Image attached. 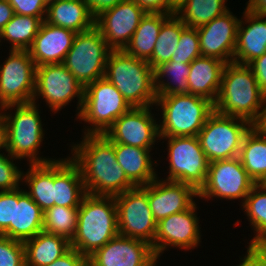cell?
Returning a JSON list of instances; mask_svg holds the SVG:
<instances>
[{"label": "cell", "instance_id": "cell-1", "mask_svg": "<svg viewBox=\"0 0 266 266\" xmlns=\"http://www.w3.org/2000/svg\"><path fill=\"white\" fill-rule=\"evenodd\" d=\"M74 144L71 158L80 168L87 194L116 196L136 186L118 164L114 143L104 134H84Z\"/></svg>", "mask_w": 266, "mask_h": 266}, {"label": "cell", "instance_id": "cell-2", "mask_svg": "<svg viewBox=\"0 0 266 266\" xmlns=\"http://www.w3.org/2000/svg\"><path fill=\"white\" fill-rule=\"evenodd\" d=\"M265 103L266 95L259 88L252 69L248 65L227 63L214 110L257 125L262 118Z\"/></svg>", "mask_w": 266, "mask_h": 266}, {"label": "cell", "instance_id": "cell-3", "mask_svg": "<svg viewBox=\"0 0 266 266\" xmlns=\"http://www.w3.org/2000/svg\"><path fill=\"white\" fill-rule=\"evenodd\" d=\"M118 234L114 196L86 194L79 206L77 229L71 248L88 257Z\"/></svg>", "mask_w": 266, "mask_h": 266}, {"label": "cell", "instance_id": "cell-4", "mask_svg": "<svg viewBox=\"0 0 266 266\" xmlns=\"http://www.w3.org/2000/svg\"><path fill=\"white\" fill-rule=\"evenodd\" d=\"M104 78L116 87L132 107L155 105L154 70L148 61L130 56L124 50H112Z\"/></svg>", "mask_w": 266, "mask_h": 266}, {"label": "cell", "instance_id": "cell-5", "mask_svg": "<svg viewBox=\"0 0 266 266\" xmlns=\"http://www.w3.org/2000/svg\"><path fill=\"white\" fill-rule=\"evenodd\" d=\"M13 108L16 109L14 115L0 112L4 125L5 151L19 160L27 158L30 164H44L54 161L55 159L37 156L45 133H43L36 102L11 104L2 107L0 111L12 110Z\"/></svg>", "mask_w": 266, "mask_h": 266}, {"label": "cell", "instance_id": "cell-6", "mask_svg": "<svg viewBox=\"0 0 266 266\" xmlns=\"http://www.w3.org/2000/svg\"><path fill=\"white\" fill-rule=\"evenodd\" d=\"M156 105L162 109L160 137L198 136L208 117L215 111L212 101L192 94L157 96Z\"/></svg>", "mask_w": 266, "mask_h": 266}, {"label": "cell", "instance_id": "cell-7", "mask_svg": "<svg viewBox=\"0 0 266 266\" xmlns=\"http://www.w3.org/2000/svg\"><path fill=\"white\" fill-rule=\"evenodd\" d=\"M132 106L106 78L84 87L83 105L78 119L91 124L84 134H104Z\"/></svg>", "mask_w": 266, "mask_h": 266}, {"label": "cell", "instance_id": "cell-8", "mask_svg": "<svg viewBox=\"0 0 266 266\" xmlns=\"http://www.w3.org/2000/svg\"><path fill=\"white\" fill-rule=\"evenodd\" d=\"M252 126L245 119L214 111L197 136L209 163L239 157L244 136Z\"/></svg>", "mask_w": 266, "mask_h": 266}, {"label": "cell", "instance_id": "cell-9", "mask_svg": "<svg viewBox=\"0 0 266 266\" xmlns=\"http://www.w3.org/2000/svg\"><path fill=\"white\" fill-rule=\"evenodd\" d=\"M111 51L101 32L94 26L88 31L76 34L63 64L85 87L89 83L104 78Z\"/></svg>", "mask_w": 266, "mask_h": 266}, {"label": "cell", "instance_id": "cell-10", "mask_svg": "<svg viewBox=\"0 0 266 266\" xmlns=\"http://www.w3.org/2000/svg\"><path fill=\"white\" fill-rule=\"evenodd\" d=\"M114 198L119 235L138 239L153 246L157 222L148 203V184L136 186Z\"/></svg>", "mask_w": 266, "mask_h": 266}, {"label": "cell", "instance_id": "cell-11", "mask_svg": "<svg viewBox=\"0 0 266 266\" xmlns=\"http://www.w3.org/2000/svg\"><path fill=\"white\" fill-rule=\"evenodd\" d=\"M168 140V181L193 186L197 191L205 184L209 161L197 136L160 137Z\"/></svg>", "mask_w": 266, "mask_h": 266}, {"label": "cell", "instance_id": "cell-12", "mask_svg": "<svg viewBox=\"0 0 266 266\" xmlns=\"http://www.w3.org/2000/svg\"><path fill=\"white\" fill-rule=\"evenodd\" d=\"M36 64L28 50H11L0 65V108L33 102Z\"/></svg>", "mask_w": 266, "mask_h": 266}, {"label": "cell", "instance_id": "cell-13", "mask_svg": "<svg viewBox=\"0 0 266 266\" xmlns=\"http://www.w3.org/2000/svg\"><path fill=\"white\" fill-rule=\"evenodd\" d=\"M41 96L54 113L77 97L79 115L84 96V87L63 63L44 64L36 67L35 92L33 102ZM37 97V98H36Z\"/></svg>", "mask_w": 266, "mask_h": 266}, {"label": "cell", "instance_id": "cell-14", "mask_svg": "<svg viewBox=\"0 0 266 266\" xmlns=\"http://www.w3.org/2000/svg\"><path fill=\"white\" fill-rule=\"evenodd\" d=\"M255 185L256 182L248 175L239 157L218 160L209 163L206 181L198 191V197L243 198V204Z\"/></svg>", "mask_w": 266, "mask_h": 266}, {"label": "cell", "instance_id": "cell-15", "mask_svg": "<svg viewBox=\"0 0 266 266\" xmlns=\"http://www.w3.org/2000/svg\"><path fill=\"white\" fill-rule=\"evenodd\" d=\"M150 110V106L132 107L115 120L104 135L113 143L152 149L156 140H160L157 139L160 134L159 124Z\"/></svg>", "mask_w": 266, "mask_h": 266}, {"label": "cell", "instance_id": "cell-16", "mask_svg": "<svg viewBox=\"0 0 266 266\" xmlns=\"http://www.w3.org/2000/svg\"><path fill=\"white\" fill-rule=\"evenodd\" d=\"M147 12L133 0H123L95 18V27L112 50H124Z\"/></svg>", "mask_w": 266, "mask_h": 266}, {"label": "cell", "instance_id": "cell-17", "mask_svg": "<svg viewBox=\"0 0 266 266\" xmlns=\"http://www.w3.org/2000/svg\"><path fill=\"white\" fill-rule=\"evenodd\" d=\"M194 203L189 209L172 214L157 223L156 235L152 250L157 259L167 247H179L182 250L192 249L198 246L201 235L199 229V218L195 212Z\"/></svg>", "mask_w": 266, "mask_h": 266}, {"label": "cell", "instance_id": "cell-18", "mask_svg": "<svg viewBox=\"0 0 266 266\" xmlns=\"http://www.w3.org/2000/svg\"><path fill=\"white\" fill-rule=\"evenodd\" d=\"M156 262L150 244L119 234L87 257L88 266H155Z\"/></svg>", "mask_w": 266, "mask_h": 266}, {"label": "cell", "instance_id": "cell-19", "mask_svg": "<svg viewBox=\"0 0 266 266\" xmlns=\"http://www.w3.org/2000/svg\"><path fill=\"white\" fill-rule=\"evenodd\" d=\"M240 19L229 10L197 28L202 56L233 62Z\"/></svg>", "mask_w": 266, "mask_h": 266}, {"label": "cell", "instance_id": "cell-20", "mask_svg": "<svg viewBox=\"0 0 266 266\" xmlns=\"http://www.w3.org/2000/svg\"><path fill=\"white\" fill-rule=\"evenodd\" d=\"M198 197V191L191 185L176 181L155 180L148 184V203L154 220H160L189 209Z\"/></svg>", "mask_w": 266, "mask_h": 266}, {"label": "cell", "instance_id": "cell-21", "mask_svg": "<svg viewBox=\"0 0 266 266\" xmlns=\"http://www.w3.org/2000/svg\"><path fill=\"white\" fill-rule=\"evenodd\" d=\"M76 32L42 22L32 46L29 48L36 67L44 64L63 63L71 49Z\"/></svg>", "mask_w": 266, "mask_h": 266}, {"label": "cell", "instance_id": "cell-22", "mask_svg": "<svg viewBox=\"0 0 266 266\" xmlns=\"http://www.w3.org/2000/svg\"><path fill=\"white\" fill-rule=\"evenodd\" d=\"M240 19L233 62L248 65L266 52V15L254 14L245 9ZM248 24L247 27L243 26Z\"/></svg>", "mask_w": 266, "mask_h": 266}, {"label": "cell", "instance_id": "cell-23", "mask_svg": "<svg viewBox=\"0 0 266 266\" xmlns=\"http://www.w3.org/2000/svg\"><path fill=\"white\" fill-rule=\"evenodd\" d=\"M86 194L81 170L71 157L54 160V205L79 208Z\"/></svg>", "mask_w": 266, "mask_h": 266}, {"label": "cell", "instance_id": "cell-24", "mask_svg": "<svg viewBox=\"0 0 266 266\" xmlns=\"http://www.w3.org/2000/svg\"><path fill=\"white\" fill-rule=\"evenodd\" d=\"M227 63L215 57L200 56L190 63L189 94L216 102Z\"/></svg>", "mask_w": 266, "mask_h": 266}, {"label": "cell", "instance_id": "cell-25", "mask_svg": "<svg viewBox=\"0 0 266 266\" xmlns=\"http://www.w3.org/2000/svg\"><path fill=\"white\" fill-rule=\"evenodd\" d=\"M45 21L76 33L95 26V18L83 0H48Z\"/></svg>", "mask_w": 266, "mask_h": 266}, {"label": "cell", "instance_id": "cell-26", "mask_svg": "<svg viewBox=\"0 0 266 266\" xmlns=\"http://www.w3.org/2000/svg\"><path fill=\"white\" fill-rule=\"evenodd\" d=\"M114 149L118 164L135 186L147 185L157 178L150 156L152 149L121 143H114Z\"/></svg>", "mask_w": 266, "mask_h": 266}, {"label": "cell", "instance_id": "cell-27", "mask_svg": "<svg viewBox=\"0 0 266 266\" xmlns=\"http://www.w3.org/2000/svg\"><path fill=\"white\" fill-rule=\"evenodd\" d=\"M26 266H47L71 249V242L66 238L39 232L24 242Z\"/></svg>", "mask_w": 266, "mask_h": 266}, {"label": "cell", "instance_id": "cell-28", "mask_svg": "<svg viewBox=\"0 0 266 266\" xmlns=\"http://www.w3.org/2000/svg\"><path fill=\"white\" fill-rule=\"evenodd\" d=\"M44 211L31 199L26 190L18 188L14 202L13 240L25 242L43 231Z\"/></svg>", "mask_w": 266, "mask_h": 266}, {"label": "cell", "instance_id": "cell-29", "mask_svg": "<svg viewBox=\"0 0 266 266\" xmlns=\"http://www.w3.org/2000/svg\"><path fill=\"white\" fill-rule=\"evenodd\" d=\"M239 158L248 175L256 184L266 180V133L253 125L245 134Z\"/></svg>", "mask_w": 266, "mask_h": 266}, {"label": "cell", "instance_id": "cell-30", "mask_svg": "<svg viewBox=\"0 0 266 266\" xmlns=\"http://www.w3.org/2000/svg\"><path fill=\"white\" fill-rule=\"evenodd\" d=\"M170 15L146 13L124 51L130 56L148 61L152 57L161 26Z\"/></svg>", "mask_w": 266, "mask_h": 266}, {"label": "cell", "instance_id": "cell-31", "mask_svg": "<svg viewBox=\"0 0 266 266\" xmlns=\"http://www.w3.org/2000/svg\"><path fill=\"white\" fill-rule=\"evenodd\" d=\"M29 165L27 173H22V183L25 181L29 187V191L26 192L43 211H46L54 206V161Z\"/></svg>", "mask_w": 266, "mask_h": 266}, {"label": "cell", "instance_id": "cell-32", "mask_svg": "<svg viewBox=\"0 0 266 266\" xmlns=\"http://www.w3.org/2000/svg\"><path fill=\"white\" fill-rule=\"evenodd\" d=\"M186 27L187 26L176 14H171L163 22L152 57L148 60L153 70L171 60V56L178 46L181 32Z\"/></svg>", "mask_w": 266, "mask_h": 266}, {"label": "cell", "instance_id": "cell-33", "mask_svg": "<svg viewBox=\"0 0 266 266\" xmlns=\"http://www.w3.org/2000/svg\"><path fill=\"white\" fill-rule=\"evenodd\" d=\"M227 0H186L175 14L189 28H198L229 10ZM228 8V9H227Z\"/></svg>", "mask_w": 266, "mask_h": 266}, {"label": "cell", "instance_id": "cell-34", "mask_svg": "<svg viewBox=\"0 0 266 266\" xmlns=\"http://www.w3.org/2000/svg\"><path fill=\"white\" fill-rule=\"evenodd\" d=\"M42 22L38 17L14 14L0 31V42L2 38L9 41L11 50H29Z\"/></svg>", "mask_w": 266, "mask_h": 266}, {"label": "cell", "instance_id": "cell-35", "mask_svg": "<svg viewBox=\"0 0 266 266\" xmlns=\"http://www.w3.org/2000/svg\"><path fill=\"white\" fill-rule=\"evenodd\" d=\"M189 72L190 64L171 60L158 66L154 70L156 95L167 96L173 94H189L187 80L188 75L190 74ZM165 77H168L171 81L165 83Z\"/></svg>", "mask_w": 266, "mask_h": 266}, {"label": "cell", "instance_id": "cell-36", "mask_svg": "<svg viewBox=\"0 0 266 266\" xmlns=\"http://www.w3.org/2000/svg\"><path fill=\"white\" fill-rule=\"evenodd\" d=\"M241 206L256 233L250 244L266 245V186L256 184Z\"/></svg>", "mask_w": 266, "mask_h": 266}, {"label": "cell", "instance_id": "cell-37", "mask_svg": "<svg viewBox=\"0 0 266 266\" xmlns=\"http://www.w3.org/2000/svg\"><path fill=\"white\" fill-rule=\"evenodd\" d=\"M78 210L56 205L48 208L44 211L43 231L62 236L71 242L76 234Z\"/></svg>", "mask_w": 266, "mask_h": 266}, {"label": "cell", "instance_id": "cell-38", "mask_svg": "<svg viewBox=\"0 0 266 266\" xmlns=\"http://www.w3.org/2000/svg\"><path fill=\"white\" fill-rule=\"evenodd\" d=\"M202 56L197 28L186 27L180 35L178 46L171 56V61L190 64Z\"/></svg>", "mask_w": 266, "mask_h": 266}, {"label": "cell", "instance_id": "cell-39", "mask_svg": "<svg viewBox=\"0 0 266 266\" xmlns=\"http://www.w3.org/2000/svg\"><path fill=\"white\" fill-rule=\"evenodd\" d=\"M0 266H26L24 242L0 235Z\"/></svg>", "mask_w": 266, "mask_h": 266}, {"label": "cell", "instance_id": "cell-40", "mask_svg": "<svg viewBox=\"0 0 266 266\" xmlns=\"http://www.w3.org/2000/svg\"><path fill=\"white\" fill-rule=\"evenodd\" d=\"M14 202H18V188L0 191V235L13 239Z\"/></svg>", "mask_w": 266, "mask_h": 266}, {"label": "cell", "instance_id": "cell-41", "mask_svg": "<svg viewBox=\"0 0 266 266\" xmlns=\"http://www.w3.org/2000/svg\"><path fill=\"white\" fill-rule=\"evenodd\" d=\"M13 159L16 158L0 153V191L14 190L20 186L23 172L13 163Z\"/></svg>", "mask_w": 266, "mask_h": 266}, {"label": "cell", "instance_id": "cell-42", "mask_svg": "<svg viewBox=\"0 0 266 266\" xmlns=\"http://www.w3.org/2000/svg\"><path fill=\"white\" fill-rule=\"evenodd\" d=\"M8 2L15 14L38 17L42 21L46 18L48 0H8Z\"/></svg>", "mask_w": 266, "mask_h": 266}, {"label": "cell", "instance_id": "cell-43", "mask_svg": "<svg viewBox=\"0 0 266 266\" xmlns=\"http://www.w3.org/2000/svg\"><path fill=\"white\" fill-rule=\"evenodd\" d=\"M238 266H266V245L250 244L247 253Z\"/></svg>", "mask_w": 266, "mask_h": 266}, {"label": "cell", "instance_id": "cell-44", "mask_svg": "<svg viewBox=\"0 0 266 266\" xmlns=\"http://www.w3.org/2000/svg\"><path fill=\"white\" fill-rule=\"evenodd\" d=\"M47 266H88L87 257L80 254L76 249L71 248L60 258Z\"/></svg>", "mask_w": 266, "mask_h": 266}, {"label": "cell", "instance_id": "cell-45", "mask_svg": "<svg viewBox=\"0 0 266 266\" xmlns=\"http://www.w3.org/2000/svg\"><path fill=\"white\" fill-rule=\"evenodd\" d=\"M248 66L252 69L259 88L266 95V52L251 61Z\"/></svg>", "mask_w": 266, "mask_h": 266}, {"label": "cell", "instance_id": "cell-46", "mask_svg": "<svg viewBox=\"0 0 266 266\" xmlns=\"http://www.w3.org/2000/svg\"><path fill=\"white\" fill-rule=\"evenodd\" d=\"M89 11L96 18L102 12L115 7L123 0H83Z\"/></svg>", "mask_w": 266, "mask_h": 266}, {"label": "cell", "instance_id": "cell-47", "mask_svg": "<svg viewBox=\"0 0 266 266\" xmlns=\"http://www.w3.org/2000/svg\"><path fill=\"white\" fill-rule=\"evenodd\" d=\"M139 7L147 13H165L168 14L167 0H133Z\"/></svg>", "mask_w": 266, "mask_h": 266}, {"label": "cell", "instance_id": "cell-48", "mask_svg": "<svg viewBox=\"0 0 266 266\" xmlns=\"http://www.w3.org/2000/svg\"><path fill=\"white\" fill-rule=\"evenodd\" d=\"M14 9L8 0H0V31L14 16Z\"/></svg>", "mask_w": 266, "mask_h": 266}, {"label": "cell", "instance_id": "cell-49", "mask_svg": "<svg viewBox=\"0 0 266 266\" xmlns=\"http://www.w3.org/2000/svg\"><path fill=\"white\" fill-rule=\"evenodd\" d=\"M246 9L254 14L266 15V0H249Z\"/></svg>", "mask_w": 266, "mask_h": 266}, {"label": "cell", "instance_id": "cell-50", "mask_svg": "<svg viewBox=\"0 0 266 266\" xmlns=\"http://www.w3.org/2000/svg\"><path fill=\"white\" fill-rule=\"evenodd\" d=\"M168 1V14H175L178 8L186 1V0H167Z\"/></svg>", "mask_w": 266, "mask_h": 266}, {"label": "cell", "instance_id": "cell-51", "mask_svg": "<svg viewBox=\"0 0 266 266\" xmlns=\"http://www.w3.org/2000/svg\"><path fill=\"white\" fill-rule=\"evenodd\" d=\"M257 126L264 132L266 133V103H265V108L263 111L262 118L260 122L257 124Z\"/></svg>", "mask_w": 266, "mask_h": 266}, {"label": "cell", "instance_id": "cell-52", "mask_svg": "<svg viewBox=\"0 0 266 266\" xmlns=\"http://www.w3.org/2000/svg\"><path fill=\"white\" fill-rule=\"evenodd\" d=\"M0 149H4V125L0 115Z\"/></svg>", "mask_w": 266, "mask_h": 266}]
</instances>
